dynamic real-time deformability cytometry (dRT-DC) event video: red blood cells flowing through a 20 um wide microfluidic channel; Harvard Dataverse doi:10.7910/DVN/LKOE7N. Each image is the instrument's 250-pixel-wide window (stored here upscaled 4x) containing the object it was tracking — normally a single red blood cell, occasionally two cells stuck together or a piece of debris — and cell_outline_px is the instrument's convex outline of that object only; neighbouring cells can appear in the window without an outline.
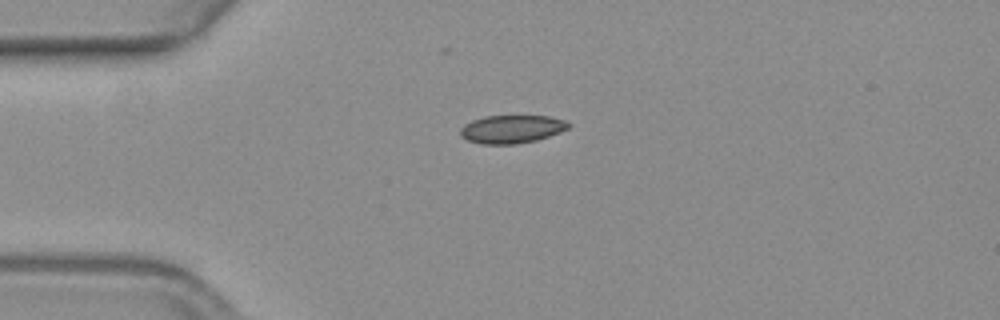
{"species": "common noctule bat (a hibernating species)", "species_latin": "Nyctalus noctula", "temperature_condition": "warm", "stored_images_in_passage": 44, "camera_frame_rate_fps": 3000, "um_per_image_px": 0.085, "animal": {"sex": "female", "body_mass_g": 19.3, "forearm_length_mm": 54.1}, "frame": {"image": 1, "passage_image": 1, "time_ms": 0.0, "image_size_px": [1000, 320], "cell_outline_px": [[572, 124], [568, 128], [560, 132], [536, 140], [516, 144], [480, 144], [468, 140], [460, 136], [460, 128], [464, 124], [472, 120], [484, 116], [548, 116], [564, 120]], "centroid_in_image_um": [43.47, 10.97], "position_along_channel_um": 41.5, "area_um2": 17.74}}
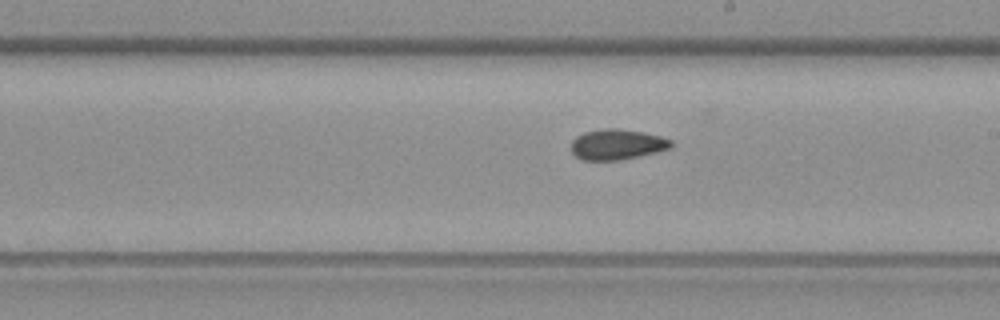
{"frame": {"image": 2, "passage_image": 19, "time_ms": 6.0, "image_size_px": [1000, 320], "cell_outline_px": [[672, 148], [656, 152], [616, 160], [584, 160], [576, 156], [572, 152], [572, 140], [576, 136], [584, 132], [604, 128], [620, 128], [660, 136], [672, 140]], "centroid_in_image_um": [52.44, 12.26], "position_along_channel_um": 236.6, "area_um2": 17.57}}
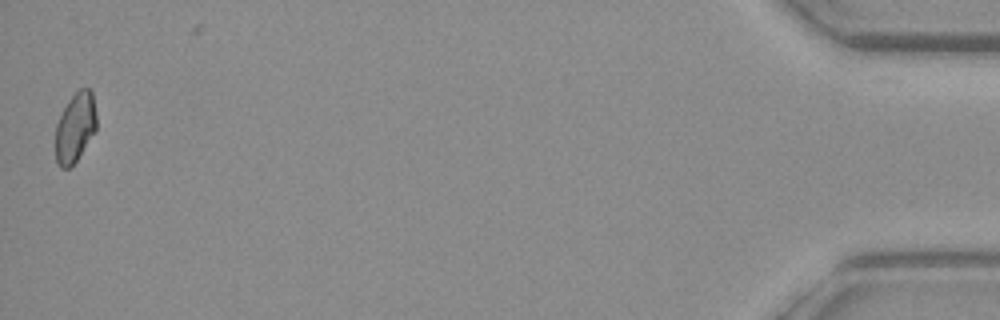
{"frame": {"image": 3, "passage_image": 43, "time_ms": 14.0, "image_size_px": [1000, 320], "cell_outline_px": [[96, 132], [76, 160], [68, 168], [60, 168], [56, 164], [56, 124], [68, 100], [80, 88], [88, 88], [92, 92], [96, 112]], "centroid_in_image_um": [6.4, 10.84], "position_along_channel_um": 428.8, "area_um2": 16.59}, "authors_computed_cell_mechanics": {"area_um2": 17.5134, "velocity_mm_per_s": 3.6569, "shape_relaxation_time_tau1_ms": null, "shape_relaxation_time_tau2_ms": 3.523, "deformation_change_tau1": null, "deformation_change_tau2": 0.0619}}